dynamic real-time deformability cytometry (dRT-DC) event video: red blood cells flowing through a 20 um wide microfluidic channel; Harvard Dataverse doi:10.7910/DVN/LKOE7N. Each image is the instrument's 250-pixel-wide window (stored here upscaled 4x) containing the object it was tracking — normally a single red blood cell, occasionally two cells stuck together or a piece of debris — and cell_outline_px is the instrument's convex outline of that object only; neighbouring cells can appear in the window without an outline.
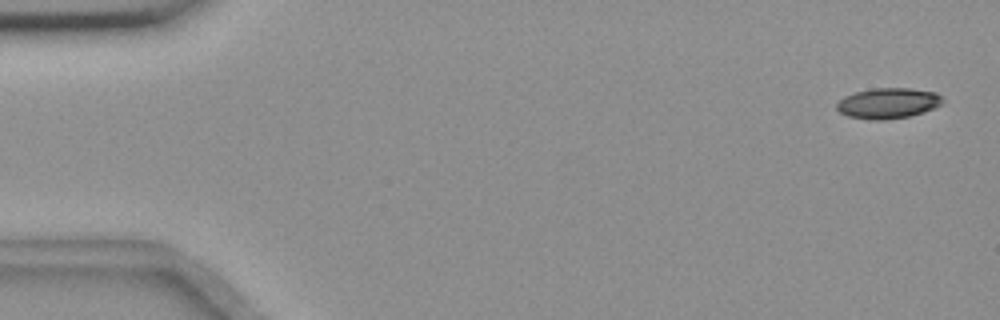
{"species": "common noctule bat (a hibernating species)", "species_latin": "Nyctalus noctula", "temperature_condition": "room temperature", "stored_images_in_passage": 5, "camera_frame_rate_fps": 3000, "um_per_image_px": 0.085, "animal": {"sex": "female", "body_mass_g": 18.4}, "frame": {"image": 1, "passage_image": 1, "time_ms": 0.0, "image_size_px": [1000, 320], "cell_outline_px": [[944, 100], [940, 104], [924, 112], [908, 116], [884, 120], [872, 120], [848, 116], [840, 112], [836, 108], [836, 104], [844, 96], [856, 92], [872, 88], [908, 88], [936, 92]], "centroid_in_image_um": [75.46, 8.77], "position_along_channel_um": 9.5, "area_um2": 18.73}}